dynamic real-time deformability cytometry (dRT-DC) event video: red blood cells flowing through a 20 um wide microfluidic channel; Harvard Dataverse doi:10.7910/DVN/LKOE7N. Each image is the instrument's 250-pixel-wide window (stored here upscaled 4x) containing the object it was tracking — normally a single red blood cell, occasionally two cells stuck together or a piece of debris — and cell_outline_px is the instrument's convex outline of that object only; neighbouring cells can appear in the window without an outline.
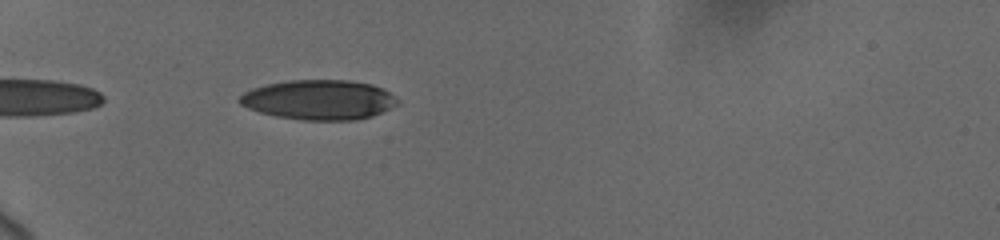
{"species": "human", "species_latin": "Homo sapiens", "temperature_condition": "cold", "stored_images_in_passage": 8, "camera_frame_rate_fps": 3000, "um_per_image_px": 0.085, "donor": {"sex": "female"}, "frame": {"image": 1, "passage_image": 7, "time_ms": 1.0, "image_size_px": [1000, 240], "cell_outline_px": [[400, 100], [396, 104], [372, 116], [356, 120], [300, 120], [276, 116], [260, 112], [248, 108], [240, 104], [236, 100], [244, 92], [252, 88], [268, 84], [288, 80], [348, 80], [372, 84], [384, 88]], "centroid_in_image_um": [27.1, 8.48], "position_along_channel_um": 57.9, "area_um2": 36.7}}